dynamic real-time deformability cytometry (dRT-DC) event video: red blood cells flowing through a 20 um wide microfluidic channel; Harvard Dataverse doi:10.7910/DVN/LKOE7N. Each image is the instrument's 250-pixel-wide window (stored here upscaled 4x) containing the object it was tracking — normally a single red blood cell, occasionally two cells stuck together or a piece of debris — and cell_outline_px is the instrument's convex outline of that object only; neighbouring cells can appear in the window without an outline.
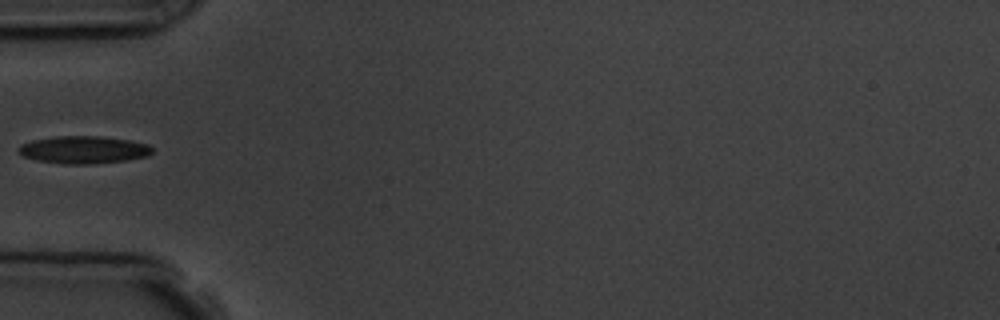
{"species": "common noctule bat (a hibernating species)", "species_latin": "Nyctalus noctula", "temperature_condition": "room temperature", "stored_images_in_passage": 5, "camera_frame_rate_fps": 3000, "um_per_image_px": 0.085, "animal": {"sex": "male", "body_mass_g": 19.5, "forearm_length_mm": 54.6}, "frame": {"image": 1, "passage_image": 5, "time_ms": 4.333, "image_size_px": [1000, 320], "cell_outline_px": [[152, 152], [148, 156], [124, 160], [88, 164], [64, 164], [36, 160], [24, 156], [16, 148], [20, 144], [32, 140], [56, 136], [100, 136], [128, 140], [148, 144], [152, 148]], "centroid_in_image_um": [7.07, 12.72], "position_along_channel_um": 77.9, "area_um2": 21.33}}